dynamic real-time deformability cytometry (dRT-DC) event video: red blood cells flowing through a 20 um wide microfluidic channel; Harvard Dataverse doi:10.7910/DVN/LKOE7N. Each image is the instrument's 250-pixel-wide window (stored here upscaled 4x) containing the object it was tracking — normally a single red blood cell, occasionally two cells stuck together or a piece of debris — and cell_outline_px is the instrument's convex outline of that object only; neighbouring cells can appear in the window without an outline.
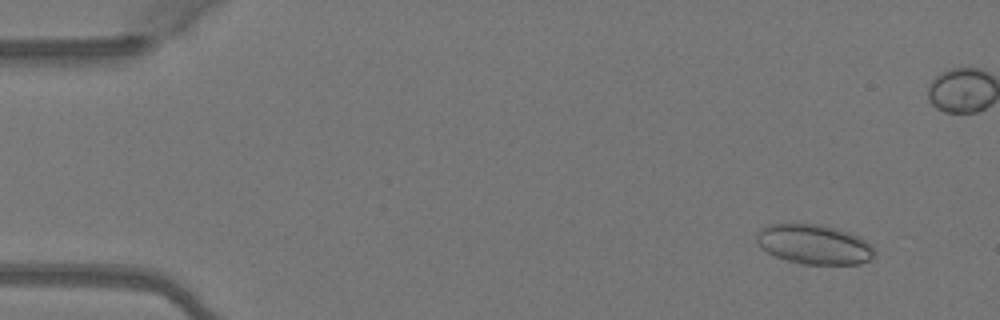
{"species": "Egyptian fruit bat (a non-hibernating species)", "species_latin": "Rousettus aegyptiacus", "temperature_condition": "warm", "stored_images_in_passage": 5, "camera_frame_rate_fps": 3000, "um_per_image_px": 0.085, "animal": {"sex": "female"}, "frame": {"image": 1, "passage_image": 2, "time_ms": 0.333, "image_size_px": [1000, 320], "cell_outline_px": [[872, 256], [868, 260], [860, 264], [800, 264], [776, 256], [760, 248], [756, 240], [756, 236], [760, 228], [768, 224], [820, 224], [836, 228], [860, 236], [872, 244]], "centroid_in_image_um": [69.17, 20.76], "position_along_channel_um": 15.8, "area_um2": 27.22}}